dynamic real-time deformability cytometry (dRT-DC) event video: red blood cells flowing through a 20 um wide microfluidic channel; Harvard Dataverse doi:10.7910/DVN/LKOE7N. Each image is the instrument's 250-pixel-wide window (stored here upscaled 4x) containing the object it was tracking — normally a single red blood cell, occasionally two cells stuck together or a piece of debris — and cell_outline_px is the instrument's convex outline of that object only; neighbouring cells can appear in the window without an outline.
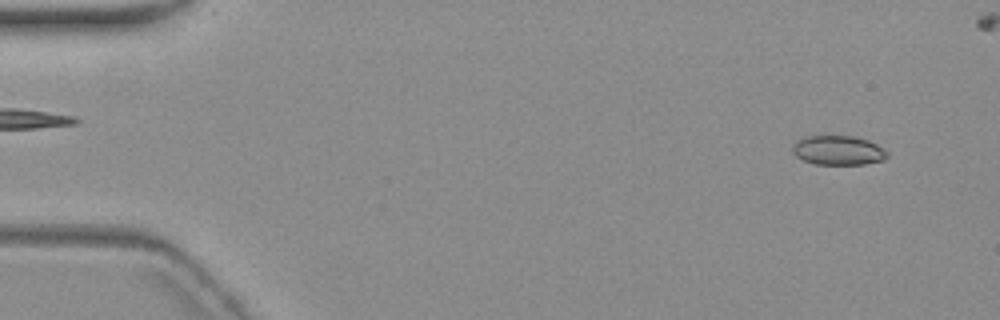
{"species": "common noctule bat (a hibernating species)", "species_latin": "Nyctalus noctula", "temperature_condition": "warm", "stored_images_in_passage": 8, "camera_frame_rate_fps": 3000, "um_per_image_px": 0.085, "animal": {"sex": "female", "body_mass_g": 19.3, "forearm_length_mm": 54.1}, "frame": {"image": 1, "passage_image": 1, "time_ms": 0.0, "image_size_px": [1000, 320], "cell_outline_px": [[888, 156], [884, 160], [864, 164], [816, 164], [804, 160], [796, 156], [792, 152], [792, 144], [796, 140], [804, 136], [856, 136], [868, 140], [884, 148], [888, 152]], "centroid_in_image_um": [71.24, 12.77], "position_along_channel_um": 13.8, "area_um2": 16.36}}
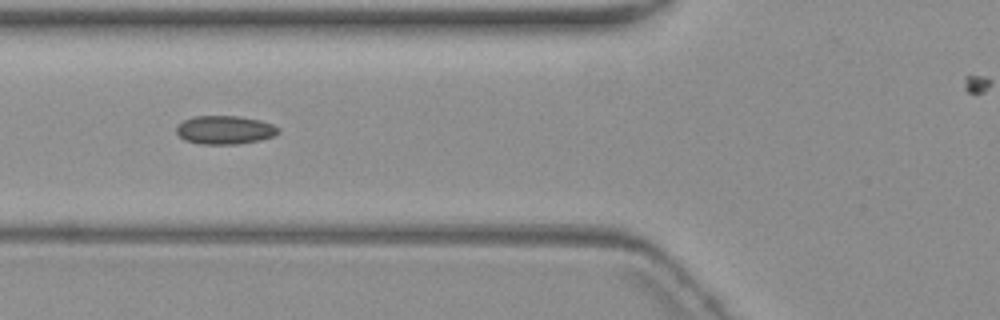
{"frame": {"image": 2, "passage_image": 5, "time_ms": 6.0, "image_size_px": [1000, 320], "cell_outline_px": [[280, 132], [276, 136], [260, 140], [236, 144], [200, 144], [184, 140], [176, 132], [176, 124], [192, 116], [240, 116], [260, 120], [272, 124], [280, 128]], "centroid_in_image_um": [19.12, 11.04], "position_along_channel_um": 106.7, "area_um2": 17.17}}
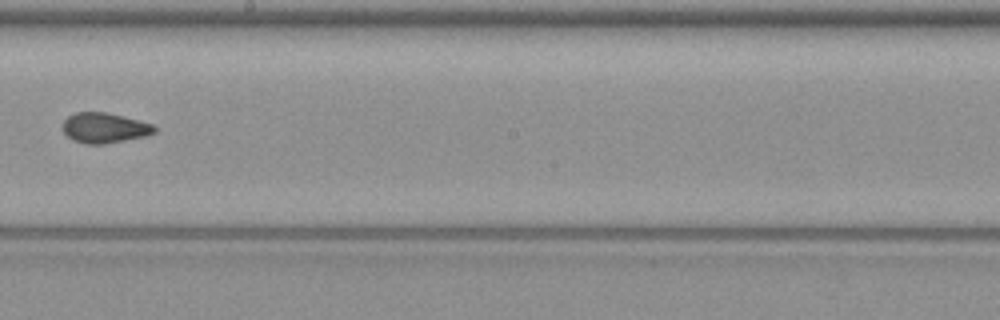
{"frame": {"image": 3, "passage_image": 8, "time_ms": 9.667, "image_size_px": [1000, 320], "cell_outline_px": [[156, 132], [144, 136], [104, 144], [84, 144], [72, 140], [64, 132], [64, 120], [68, 116], [76, 112], [108, 112], [152, 124], [156, 128]], "centroid_in_image_um": [8.87, 10.87], "position_along_channel_um": 239.3, "area_um2": 16.01}}